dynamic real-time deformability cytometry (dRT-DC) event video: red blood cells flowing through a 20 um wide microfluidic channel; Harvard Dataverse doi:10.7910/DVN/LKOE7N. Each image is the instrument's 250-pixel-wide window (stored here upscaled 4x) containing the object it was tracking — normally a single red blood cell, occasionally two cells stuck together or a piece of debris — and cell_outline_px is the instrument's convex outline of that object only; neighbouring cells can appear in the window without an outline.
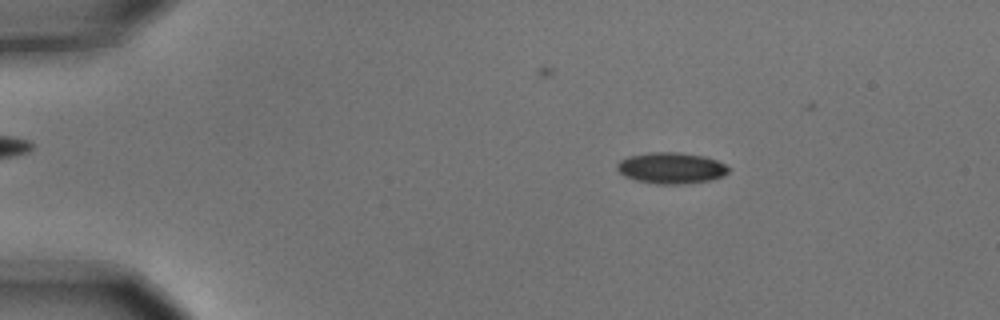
{"species": "common noctule bat (a hibernating species)", "species_latin": "Nyctalus noctula", "temperature_condition": "cold", "stored_images_in_passage": 4, "camera_frame_rate_fps": 3000, "um_per_image_px": 0.085, "animal": {"sex": "male", "body_mass_g": 15.6}, "frame": {"image": 1, "passage_image": 2, "time_ms": 0.333, "image_size_px": [1000, 320], "cell_outline_px": [[728, 172], [724, 176], [712, 180], [684, 184], [656, 184], [636, 180], [624, 176], [616, 168], [616, 164], [620, 160], [628, 156], [648, 152], [680, 152], [704, 156], [716, 160], [724, 164], [728, 168]], "centroid_in_image_um": [57.04, 14.28], "position_along_channel_um": 28.0, "area_um2": 20.4}}